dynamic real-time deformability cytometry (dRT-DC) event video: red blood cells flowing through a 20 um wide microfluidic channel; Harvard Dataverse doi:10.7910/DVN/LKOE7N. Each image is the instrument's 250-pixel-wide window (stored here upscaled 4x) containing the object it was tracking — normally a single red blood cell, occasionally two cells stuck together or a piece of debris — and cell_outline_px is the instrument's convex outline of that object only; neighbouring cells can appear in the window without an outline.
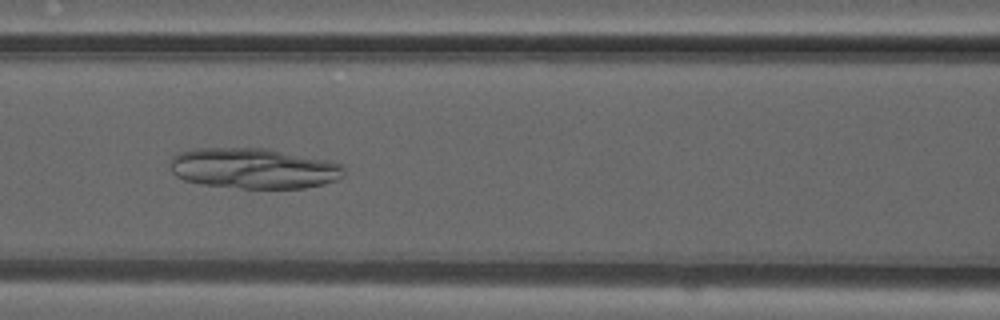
{"species": "common noctule bat (a hibernating species)", "species_latin": "Nyctalus noctula", "temperature_condition": "warm", "stored_images_in_passage": 39, "camera_frame_rate_fps": 3000, "um_per_image_px": 0.085, "animal": {"sex": "male", "forearm_length_mm": 52.5}, "frame": {"image": 1, "passage_image": 22, "time_ms": 7.0, "image_size_px": [1000, 320], "cell_outline_px": [[344, 176], [336, 180], [324, 184], [304, 188], [240, 188], [200, 184], [184, 180], [176, 176], [172, 172], [172, 156], [180, 152], [196, 148], [264, 148], [332, 160], [344, 164]], "centroid_in_image_um": [21.61, 14.31], "position_along_channel_um": 145.0, "area_um2": 41.33}}
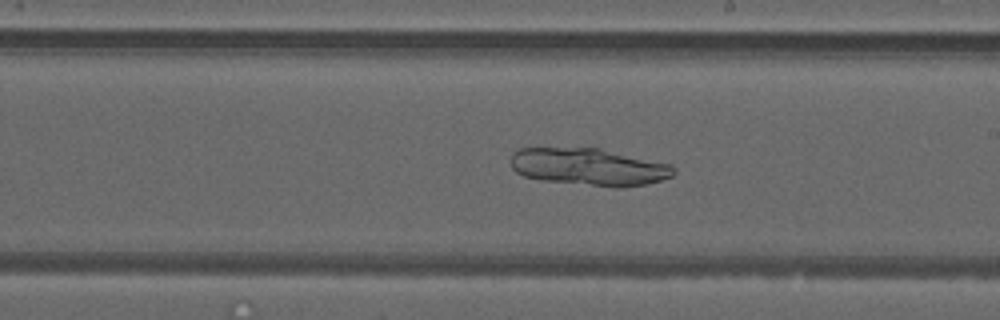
{"frame": {"image": 2, "passage_image": 29, "time_ms": 9.333, "image_size_px": [1000, 320], "cell_outline_px": [[676, 172], [672, 176], [660, 180], [644, 184], [620, 188], [616, 188], [540, 180], [524, 176], [516, 172], [512, 168], [512, 152], [520, 148], [600, 148], [672, 164], [676, 168]], "centroid_in_image_um": [50.08, 14.19], "position_along_channel_um": 238.9, "area_um2": 35.6}}
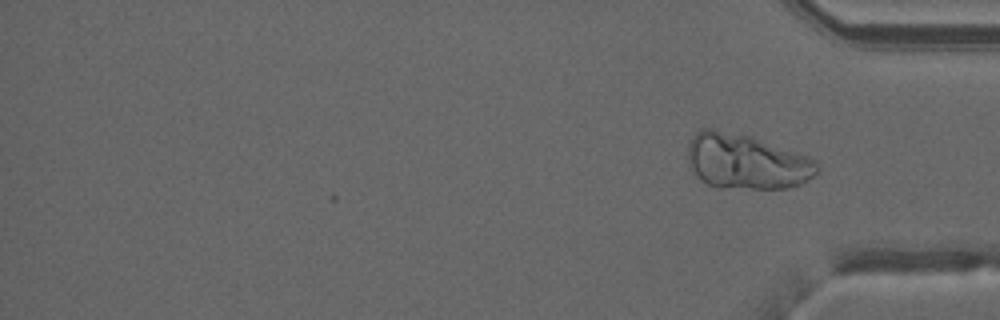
{"frame": {"image": 3, "passage_image": 39, "time_ms": 12.667, "image_size_px": [1000, 320], "cell_outline_px": [[820, 168], [808, 180], [800, 184], [788, 188], [716, 188], [708, 184], [688, 164], [688, 144], [692, 136], [700, 128], [712, 128], [752, 136], [808, 156], [816, 160]], "centroid_in_image_um": [63.44, 13.72], "position_along_channel_um": 371.8, "area_um2": 41.56}}